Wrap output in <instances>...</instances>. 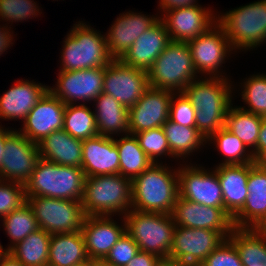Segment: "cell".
<instances>
[{
    "label": "cell",
    "instance_id": "cell-5",
    "mask_svg": "<svg viewBox=\"0 0 266 266\" xmlns=\"http://www.w3.org/2000/svg\"><path fill=\"white\" fill-rule=\"evenodd\" d=\"M76 23L64 39L60 71L106 67L113 60L108 53L106 36L89 24Z\"/></svg>",
    "mask_w": 266,
    "mask_h": 266
},
{
    "label": "cell",
    "instance_id": "cell-42",
    "mask_svg": "<svg viewBox=\"0 0 266 266\" xmlns=\"http://www.w3.org/2000/svg\"><path fill=\"white\" fill-rule=\"evenodd\" d=\"M169 120L182 126L196 127L195 108L183 92H173Z\"/></svg>",
    "mask_w": 266,
    "mask_h": 266
},
{
    "label": "cell",
    "instance_id": "cell-6",
    "mask_svg": "<svg viewBox=\"0 0 266 266\" xmlns=\"http://www.w3.org/2000/svg\"><path fill=\"white\" fill-rule=\"evenodd\" d=\"M122 218L125 220V231L141 251L168 260L176 227L171 214L131 209Z\"/></svg>",
    "mask_w": 266,
    "mask_h": 266
},
{
    "label": "cell",
    "instance_id": "cell-33",
    "mask_svg": "<svg viewBox=\"0 0 266 266\" xmlns=\"http://www.w3.org/2000/svg\"><path fill=\"white\" fill-rule=\"evenodd\" d=\"M51 234L37 229L7 252L24 266H42L48 263Z\"/></svg>",
    "mask_w": 266,
    "mask_h": 266
},
{
    "label": "cell",
    "instance_id": "cell-21",
    "mask_svg": "<svg viewBox=\"0 0 266 266\" xmlns=\"http://www.w3.org/2000/svg\"><path fill=\"white\" fill-rule=\"evenodd\" d=\"M123 225L112 219V216H86L83 227L80 230L87 255L90 260H103L110 249L117 243L125 232V220Z\"/></svg>",
    "mask_w": 266,
    "mask_h": 266
},
{
    "label": "cell",
    "instance_id": "cell-39",
    "mask_svg": "<svg viewBox=\"0 0 266 266\" xmlns=\"http://www.w3.org/2000/svg\"><path fill=\"white\" fill-rule=\"evenodd\" d=\"M135 136L139 141L141 149L153 163H160L159 158L163 155L173 157L162 127L144 130L136 133Z\"/></svg>",
    "mask_w": 266,
    "mask_h": 266
},
{
    "label": "cell",
    "instance_id": "cell-47",
    "mask_svg": "<svg viewBox=\"0 0 266 266\" xmlns=\"http://www.w3.org/2000/svg\"><path fill=\"white\" fill-rule=\"evenodd\" d=\"M7 24L3 27H0V56L3 54V52L5 50H7L9 47H11L10 45L13 44V31L11 33V27L7 26Z\"/></svg>",
    "mask_w": 266,
    "mask_h": 266
},
{
    "label": "cell",
    "instance_id": "cell-3",
    "mask_svg": "<svg viewBox=\"0 0 266 266\" xmlns=\"http://www.w3.org/2000/svg\"><path fill=\"white\" fill-rule=\"evenodd\" d=\"M86 176L83 169L39 159L25 183L26 196L81 201Z\"/></svg>",
    "mask_w": 266,
    "mask_h": 266
},
{
    "label": "cell",
    "instance_id": "cell-27",
    "mask_svg": "<svg viewBox=\"0 0 266 266\" xmlns=\"http://www.w3.org/2000/svg\"><path fill=\"white\" fill-rule=\"evenodd\" d=\"M82 143L64 129L52 132L38 143L40 158L64 166H82Z\"/></svg>",
    "mask_w": 266,
    "mask_h": 266
},
{
    "label": "cell",
    "instance_id": "cell-43",
    "mask_svg": "<svg viewBox=\"0 0 266 266\" xmlns=\"http://www.w3.org/2000/svg\"><path fill=\"white\" fill-rule=\"evenodd\" d=\"M139 250L136 242L125 231L103 260L111 265L125 266L134 258Z\"/></svg>",
    "mask_w": 266,
    "mask_h": 266
},
{
    "label": "cell",
    "instance_id": "cell-7",
    "mask_svg": "<svg viewBox=\"0 0 266 266\" xmlns=\"http://www.w3.org/2000/svg\"><path fill=\"white\" fill-rule=\"evenodd\" d=\"M197 78L187 42L170 41L148 70L149 87L174 93Z\"/></svg>",
    "mask_w": 266,
    "mask_h": 266
},
{
    "label": "cell",
    "instance_id": "cell-8",
    "mask_svg": "<svg viewBox=\"0 0 266 266\" xmlns=\"http://www.w3.org/2000/svg\"><path fill=\"white\" fill-rule=\"evenodd\" d=\"M217 22L224 28L234 52L256 48L266 42V0L221 13Z\"/></svg>",
    "mask_w": 266,
    "mask_h": 266
},
{
    "label": "cell",
    "instance_id": "cell-46",
    "mask_svg": "<svg viewBox=\"0 0 266 266\" xmlns=\"http://www.w3.org/2000/svg\"><path fill=\"white\" fill-rule=\"evenodd\" d=\"M266 152V116L262 119V125L258 135L256 149L252 152L257 161Z\"/></svg>",
    "mask_w": 266,
    "mask_h": 266
},
{
    "label": "cell",
    "instance_id": "cell-36",
    "mask_svg": "<svg viewBox=\"0 0 266 266\" xmlns=\"http://www.w3.org/2000/svg\"><path fill=\"white\" fill-rule=\"evenodd\" d=\"M63 129L79 140L98 135L94 110L86 104H68L65 108Z\"/></svg>",
    "mask_w": 266,
    "mask_h": 266
},
{
    "label": "cell",
    "instance_id": "cell-15",
    "mask_svg": "<svg viewBox=\"0 0 266 266\" xmlns=\"http://www.w3.org/2000/svg\"><path fill=\"white\" fill-rule=\"evenodd\" d=\"M163 13L160 19L165 24L171 41L187 42L195 39L217 22V15L211 8L198 3L168 9Z\"/></svg>",
    "mask_w": 266,
    "mask_h": 266
},
{
    "label": "cell",
    "instance_id": "cell-41",
    "mask_svg": "<svg viewBox=\"0 0 266 266\" xmlns=\"http://www.w3.org/2000/svg\"><path fill=\"white\" fill-rule=\"evenodd\" d=\"M26 202L24 184L0 180V217L17 210Z\"/></svg>",
    "mask_w": 266,
    "mask_h": 266
},
{
    "label": "cell",
    "instance_id": "cell-32",
    "mask_svg": "<svg viewBox=\"0 0 266 266\" xmlns=\"http://www.w3.org/2000/svg\"><path fill=\"white\" fill-rule=\"evenodd\" d=\"M174 159H185L191 153L206 145V139L196 127L182 126L169 119L162 126Z\"/></svg>",
    "mask_w": 266,
    "mask_h": 266
},
{
    "label": "cell",
    "instance_id": "cell-16",
    "mask_svg": "<svg viewBox=\"0 0 266 266\" xmlns=\"http://www.w3.org/2000/svg\"><path fill=\"white\" fill-rule=\"evenodd\" d=\"M104 68H88L75 71H59L57 84L49 90L65 105L94 101L103 92Z\"/></svg>",
    "mask_w": 266,
    "mask_h": 266
},
{
    "label": "cell",
    "instance_id": "cell-24",
    "mask_svg": "<svg viewBox=\"0 0 266 266\" xmlns=\"http://www.w3.org/2000/svg\"><path fill=\"white\" fill-rule=\"evenodd\" d=\"M49 90V85L19 80L0 97V119L23 120Z\"/></svg>",
    "mask_w": 266,
    "mask_h": 266
},
{
    "label": "cell",
    "instance_id": "cell-37",
    "mask_svg": "<svg viewBox=\"0 0 266 266\" xmlns=\"http://www.w3.org/2000/svg\"><path fill=\"white\" fill-rule=\"evenodd\" d=\"M0 219H2L3 229L6 231L11 242L6 248L7 251L18 242L24 240L29 234L39 229L35 214L27 202Z\"/></svg>",
    "mask_w": 266,
    "mask_h": 266
},
{
    "label": "cell",
    "instance_id": "cell-50",
    "mask_svg": "<svg viewBox=\"0 0 266 266\" xmlns=\"http://www.w3.org/2000/svg\"><path fill=\"white\" fill-rule=\"evenodd\" d=\"M12 131H13L12 128L11 130H9L8 128L4 129V127L0 125V162L4 154L5 139Z\"/></svg>",
    "mask_w": 266,
    "mask_h": 266
},
{
    "label": "cell",
    "instance_id": "cell-23",
    "mask_svg": "<svg viewBox=\"0 0 266 266\" xmlns=\"http://www.w3.org/2000/svg\"><path fill=\"white\" fill-rule=\"evenodd\" d=\"M82 166L86 177L119 174V153L114 137L96 135L83 140Z\"/></svg>",
    "mask_w": 266,
    "mask_h": 266
},
{
    "label": "cell",
    "instance_id": "cell-53",
    "mask_svg": "<svg viewBox=\"0 0 266 266\" xmlns=\"http://www.w3.org/2000/svg\"><path fill=\"white\" fill-rule=\"evenodd\" d=\"M262 168L266 169V152L256 161Z\"/></svg>",
    "mask_w": 266,
    "mask_h": 266
},
{
    "label": "cell",
    "instance_id": "cell-52",
    "mask_svg": "<svg viewBox=\"0 0 266 266\" xmlns=\"http://www.w3.org/2000/svg\"><path fill=\"white\" fill-rule=\"evenodd\" d=\"M92 266H115L111 265L104 260H92Z\"/></svg>",
    "mask_w": 266,
    "mask_h": 266
},
{
    "label": "cell",
    "instance_id": "cell-20",
    "mask_svg": "<svg viewBox=\"0 0 266 266\" xmlns=\"http://www.w3.org/2000/svg\"><path fill=\"white\" fill-rule=\"evenodd\" d=\"M159 19L160 16L157 15L146 16L132 11L119 14L105 34L110 56L120 59L136 39Z\"/></svg>",
    "mask_w": 266,
    "mask_h": 266
},
{
    "label": "cell",
    "instance_id": "cell-57",
    "mask_svg": "<svg viewBox=\"0 0 266 266\" xmlns=\"http://www.w3.org/2000/svg\"><path fill=\"white\" fill-rule=\"evenodd\" d=\"M42 266H54V265H51V264H49V263H46V264H44V265H42Z\"/></svg>",
    "mask_w": 266,
    "mask_h": 266
},
{
    "label": "cell",
    "instance_id": "cell-56",
    "mask_svg": "<svg viewBox=\"0 0 266 266\" xmlns=\"http://www.w3.org/2000/svg\"><path fill=\"white\" fill-rule=\"evenodd\" d=\"M79 266H92V260H89L88 262L81 264Z\"/></svg>",
    "mask_w": 266,
    "mask_h": 266
},
{
    "label": "cell",
    "instance_id": "cell-12",
    "mask_svg": "<svg viewBox=\"0 0 266 266\" xmlns=\"http://www.w3.org/2000/svg\"><path fill=\"white\" fill-rule=\"evenodd\" d=\"M39 159L38 144L14 129L5 139L4 154L0 162V180L25 185Z\"/></svg>",
    "mask_w": 266,
    "mask_h": 266
},
{
    "label": "cell",
    "instance_id": "cell-54",
    "mask_svg": "<svg viewBox=\"0 0 266 266\" xmlns=\"http://www.w3.org/2000/svg\"><path fill=\"white\" fill-rule=\"evenodd\" d=\"M159 266H186V265L176 263V262H171L168 260H163V262Z\"/></svg>",
    "mask_w": 266,
    "mask_h": 266
},
{
    "label": "cell",
    "instance_id": "cell-35",
    "mask_svg": "<svg viewBox=\"0 0 266 266\" xmlns=\"http://www.w3.org/2000/svg\"><path fill=\"white\" fill-rule=\"evenodd\" d=\"M213 141V142H211ZM209 142V143H208ZM214 143L215 148L224 156L222 163L218 165H235L254 163L253 153L247 149V146L227 128L222 127L206 139V143L210 145Z\"/></svg>",
    "mask_w": 266,
    "mask_h": 266
},
{
    "label": "cell",
    "instance_id": "cell-30",
    "mask_svg": "<svg viewBox=\"0 0 266 266\" xmlns=\"http://www.w3.org/2000/svg\"><path fill=\"white\" fill-rule=\"evenodd\" d=\"M228 239L235 245L243 266H266V238L254 228L233 227Z\"/></svg>",
    "mask_w": 266,
    "mask_h": 266
},
{
    "label": "cell",
    "instance_id": "cell-1",
    "mask_svg": "<svg viewBox=\"0 0 266 266\" xmlns=\"http://www.w3.org/2000/svg\"><path fill=\"white\" fill-rule=\"evenodd\" d=\"M200 79L190 82L183 93L195 108L197 130L207 139L225 126L233 88L229 78L204 76Z\"/></svg>",
    "mask_w": 266,
    "mask_h": 266
},
{
    "label": "cell",
    "instance_id": "cell-4",
    "mask_svg": "<svg viewBox=\"0 0 266 266\" xmlns=\"http://www.w3.org/2000/svg\"><path fill=\"white\" fill-rule=\"evenodd\" d=\"M81 204L86 216H124L132 208L131 180L120 174L86 177Z\"/></svg>",
    "mask_w": 266,
    "mask_h": 266
},
{
    "label": "cell",
    "instance_id": "cell-29",
    "mask_svg": "<svg viewBox=\"0 0 266 266\" xmlns=\"http://www.w3.org/2000/svg\"><path fill=\"white\" fill-rule=\"evenodd\" d=\"M89 260L80 230L71 233L51 234L49 264L54 266H79Z\"/></svg>",
    "mask_w": 266,
    "mask_h": 266
},
{
    "label": "cell",
    "instance_id": "cell-2",
    "mask_svg": "<svg viewBox=\"0 0 266 266\" xmlns=\"http://www.w3.org/2000/svg\"><path fill=\"white\" fill-rule=\"evenodd\" d=\"M132 208L141 212L172 214L178 198V168L152 163L131 181Z\"/></svg>",
    "mask_w": 266,
    "mask_h": 266
},
{
    "label": "cell",
    "instance_id": "cell-26",
    "mask_svg": "<svg viewBox=\"0 0 266 266\" xmlns=\"http://www.w3.org/2000/svg\"><path fill=\"white\" fill-rule=\"evenodd\" d=\"M248 197L232 218L233 227L254 228L266 216V169L256 163L249 172Z\"/></svg>",
    "mask_w": 266,
    "mask_h": 266
},
{
    "label": "cell",
    "instance_id": "cell-44",
    "mask_svg": "<svg viewBox=\"0 0 266 266\" xmlns=\"http://www.w3.org/2000/svg\"><path fill=\"white\" fill-rule=\"evenodd\" d=\"M200 266H243L235 245L227 238Z\"/></svg>",
    "mask_w": 266,
    "mask_h": 266
},
{
    "label": "cell",
    "instance_id": "cell-51",
    "mask_svg": "<svg viewBox=\"0 0 266 266\" xmlns=\"http://www.w3.org/2000/svg\"><path fill=\"white\" fill-rule=\"evenodd\" d=\"M254 229L266 238V216L254 227Z\"/></svg>",
    "mask_w": 266,
    "mask_h": 266
},
{
    "label": "cell",
    "instance_id": "cell-31",
    "mask_svg": "<svg viewBox=\"0 0 266 266\" xmlns=\"http://www.w3.org/2000/svg\"><path fill=\"white\" fill-rule=\"evenodd\" d=\"M122 138L115 139L119 153V174L131 181L146 170L153 162L141 149L139 141L134 134H124Z\"/></svg>",
    "mask_w": 266,
    "mask_h": 266
},
{
    "label": "cell",
    "instance_id": "cell-38",
    "mask_svg": "<svg viewBox=\"0 0 266 266\" xmlns=\"http://www.w3.org/2000/svg\"><path fill=\"white\" fill-rule=\"evenodd\" d=\"M241 96L248 108L241 109L259 115L266 116V74L251 75L243 83Z\"/></svg>",
    "mask_w": 266,
    "mask_h": 266
},
{
    "label": "cell",
    "instance_id": "cell-19",
    "mask_svg": "<svg viewBox=\"0 0 266 266\" xmlns=\"http://www.w3.org/2000/svg\"><path fill=\"white\" fill-rule=\"evenodd\" d=\"M66 105L48 90L35 104L18 130L34 143L41 142L52 132L63 129Z\"/></svg>",
    "mask_w": 266,
    "mask_h": 266
},
{
    "label": "cell",
    "instance_id": "cell-40",
    "mask_svg": "<svg viewBox=\"0 0 266 266\" xmlns=\"http://www.w3.org/2000/svg\"><path fill=\"white\" fill-rule=\"evenodd\" d=\"M34 0H0V19L13 23L41 15ZM39 13V14H38Z\"/></svg>",
    "mask_w": 266,
    "mask_h": 266
},
{
    "label": "cell",
    "instance_id": "cell-10",
    "mask_svg": "<svg viewBox=\"0 0 266 266\" xmlns=\"http://www.w3.org/2000/svg\"><path fill=\"white\" fill-rule=\"evenodd\" d=\"M194 69L197 74L209 77L228 78L219 70L225 59L232 54L233 48L229 43L224 28L216 22L205 33L187 41ZM220 75V76H219Z\"/></svg>",
    "mask_w": 266,
    "mask_h": 266
},
{
    "label": "cell",
    "instance_id": "cell-18",
    "mask_svg": "<svg viewBox=\"0 0 266 266\" xmlns=\"http://www.w3.org/2000/svg\"><path fill=\"white\" fill-rule=\"evenodd\" d=\"M172 91L149 87L135 105L129 108L128 130L136 134L162 127L169 119Z\"/></svg>",
    "mask_w": 266,
    "mask_h": 266
},
{
    "label": "cell",
    "instance_id": "cell-22",
    "mask_svg": "<svg viewBox=\"0 0 266 266\" xmlns=\"http://www.w3.org/2000/svg\"><path fill=\"white\" fill-rule=\"evenodd\" d=\"M165 24L159 19L119 59L123 64L148 71L170 42Z\"/></svg>",
    "mask_w": 266,
    "mask_h": 266
},
{
    "label": "cell",
    "instance_id": "cell-28",
    "mask_svg": "<svg viewBox=\"0 0 266 266\" xmlns=\"http://www.w3.org/2000/svg\"><path fill=\"white\" fill-rule=\"evenodd\" d=\"M99 135L113 137L120 133L128 134L129 109L111 95L102 92L93 101Z\"/></svg>",
    "mask_w": 266,
    "mask_h": 266
},
{
    "label": "cell",
    "instance_id": "cell-13",
    "mask_svg": "<svg viewBox=\"0 0 266 266\" xmlns=\"http://www.w3.org/2000/svg\"><path fill=\"white\" fill-rule=\"evenodd\" d=\"M103 92L128 109L135 105L149 88L148 71L130 67L113 59L104 67Z\"/></svg>",
    "mask_w": 266,
    "mask_h": 266
},
{
    "label": "cell",
    "instance_id": "cell-14",
    "mask_svg": "<svg viewBox=\"0 0 266 266\" xmlns=\"http://www.w3.org/2000/svg\"><path fill=\"white\" fill-rule=\"evenodd\" d=\"M178 197L210 207H223L217 171L193 164L178 167Z\"/></svg>",
    "mask_w": 266,
    "mask_h": 266
},
{
    "label": "cell",
    "instance_id": "cell-17",
    "mask_svg": "<svg viewBox=\"0 0 266 266\" xmlns=\"http://www.w3.org/2000/svg\"><path fill=\"white\" fill-rule=\"evenodd\" d=\"M176 226L220 232L226 239L233 229L224 207H210L178 197L172 211Z\"/></svg>",
    "mask_w": 266,
    "mask_h": 266
},
{
    "label": "cell",
    "instance_id": "cell-55",
    "mask_svg": "<svg viewBox=\"0 0 266 266\" xmlns=\"http://www.w3.org/2000/svg\"><path fill=\"white\" fill-rule=\"evenodd\" d=\"M6 253H7V250L3 248V246L0 243V260Z\"/></svg>",
    "mask_w": 266,
    "mask_h": 266
},
{
    "label": "cell",
    "instance_id": "cell-48",
    "mask_svg": "<svg viewBox=\"0 0 266 266\" xmlns=\"http://www.w3.org/2000/svg\"><path fill=\"white\" fill-rule=\"evenodd\" d=\"M197 0H159V7L162 13L165 10L173 9L177 7L189 6L192 4H196Z\"/></svg>",
    "mask_w": 266,
    "mask_h": 266
},
{
    "label": "cell",
    "instance_id": "cell-11",
    "mask_svg": "<svg viewBox=\"0 0 266 266\" xmlns=\"http://www.w3.org/2000/svg\"><path fill=\"white\" fill-rule=\"evenodd\" d=\"M225 239L218 231L176 226L168 261L200 266Z\"/></svg>",
    "mask_w": 266,
    "mask_h": 266
},
{
    "label": "cell",
    "instance_id": "cell-25",
    "mask_svg": "<svg viewBox=\"0 0 266 266\" xmlns=\"http://www.w3.org/2000/svg\"><path fill=\"white\" fill-rule=\"evenodd\" d=\"M217 165L215 170L223 194V207L233 218L244 206L248 197L247 181L250 169L256 164Z\"/></svg>",
    "mask_w": 266,
    "mask_h": 266
},
{
    "label": "cell",
    "instance_id": "cell-45",
    "mask_svg": "<svg viewBox=\"0 0 266 266\" xmlns=\"http://www.w3.org/2000/svg\"><path fill=\"white\" fill-rule=\"evenodd\" d=\"M163 262L159 256L139 250L134 258L125 266H159Z\"/></svg>",
    "mask_w": 266,
    "mask_h": 266
},
{
    "label": "cell",
    "instance_id": "cell-9",
    "mask_svg": "<svg viewBox=\"0 0 266 266\" xmlns=\"http://www.w3.org/2000/svg\"><path fill=\"white\" fill-rule=\"evenodd\" d=\"M26 202L38 227L49 234L71 233L83 227L86 215L81 201L26 196Z\"/></svg>",
    "mask_w": 266,
    "mask_h": 266
},
{
    "label": "cell",
    "instance_id": "cell-34",
    "mask_svg": "<svg viewBox=\"0 0 266 266\" xmlns=\"http://www.w3.org/2000/svg\"><path fill=\"white\" fill-rule=\"evenodd\" d=\"M232 106L233 104L229 107L224 127L237 136L253 152L257 146L263 117L245 111L240 106Z\"/></svg>",
    "mask_w": 266,
    "mask_h": 266
},
{
    "label": "cell",
    "instance_id": "cell-49",
    "mask_svg": "<svg viewBox=\"0 0 266 266\" xmlns=\"http://www.w3.org/2000/svg\"><path fill=\"white\" fill-rule=\"evenodd\" d=\"M0 266H24L19 260L15 259L7 252L0 260Z\"/></svg>",
    "mask_w": 266,
    "mask_h": 266
}]
</instances>
